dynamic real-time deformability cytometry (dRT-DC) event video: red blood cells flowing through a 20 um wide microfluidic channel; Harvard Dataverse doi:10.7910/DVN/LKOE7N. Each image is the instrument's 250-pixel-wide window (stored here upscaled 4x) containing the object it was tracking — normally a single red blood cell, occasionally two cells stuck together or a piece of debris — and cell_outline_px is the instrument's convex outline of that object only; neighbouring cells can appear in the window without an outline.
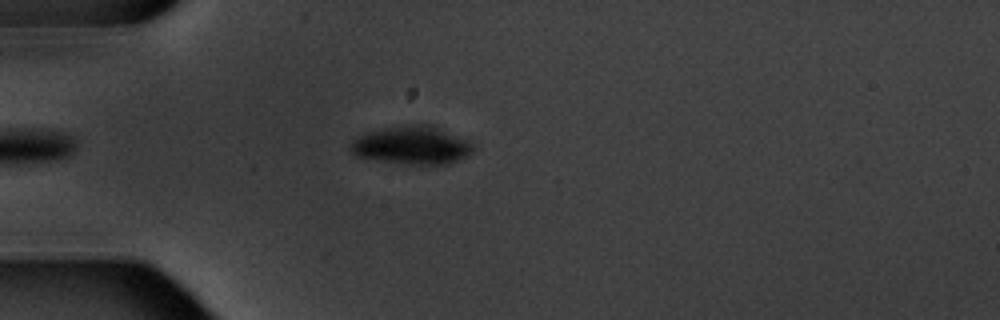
{"species": "common noctule bat (a hibernating species)", "species_latin": "Nyctalus noctula", "temperature_condition": "warm", "stored_images_in_passage": 5, "camera_frame_rate_fps": 3000, "um_per_image_px": 0.085, "animal": {"sex": "male", "body_mass_g": 20.1, "forearm_length_mm": 53.5}, "frame": {"image": 1, "passage_image": 5, "time_ms": 5.667, "image_size_px": [1000, 320], "cell_outline_px": [[476, 148], [472, 152], [448, 164], [408, 164], [356, 156], [348, 148], [348, 144], [352, 140], [368, 132], [384, 128], [408, 124], [432, 124], [468, 140]], "centroid_in_image_um": [35.01, 12.33], "position_along_channel_um": 50.0, "area_um2": 27.17}}